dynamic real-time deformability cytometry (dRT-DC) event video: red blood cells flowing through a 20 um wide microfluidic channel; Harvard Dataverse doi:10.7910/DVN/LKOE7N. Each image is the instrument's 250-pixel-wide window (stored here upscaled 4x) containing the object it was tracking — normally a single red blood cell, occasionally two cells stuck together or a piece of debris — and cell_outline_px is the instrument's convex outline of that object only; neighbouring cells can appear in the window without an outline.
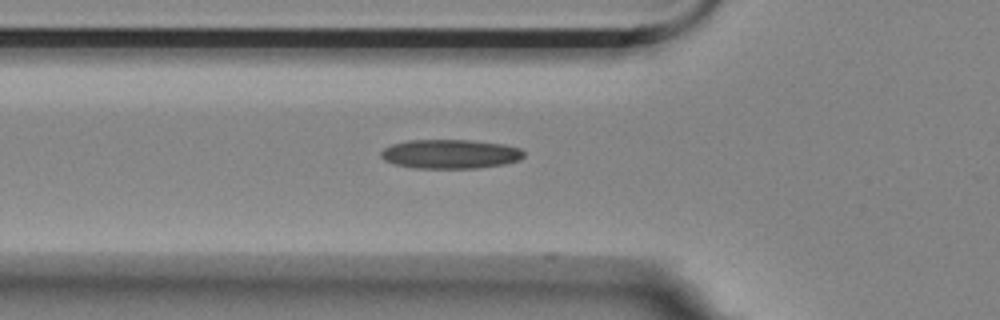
{"species": "Egyptian fruit bat (a non-hibernating species)", "species_latin": "Rousettus aegyptiacus", "temperature_condition": "room temperature", "stored_images_in_passage": 33, "camera_frame_rate_fps": 3000, "um_per_image_px": 0.085, "animal": {"sex": "female"}, "frame": {"image": 1, "passage_image": 3, "time_ms": 0.667, "image_size_px": [1000, 320], "cell_outline_px": [[524, 156], [520, 160], [504, 164], [480, 168], [412, 168], [396, 164], [384, 160], [380, 156], [380, 152], [384, 148], [392, 144], [408, 140], [468, 140], [504, 144], [520, 148], [524, 152]], "centroid_in_image_um": [38.28, 13.09], "position_along_channel_um": 87.5, "area_um2": 24.39}}
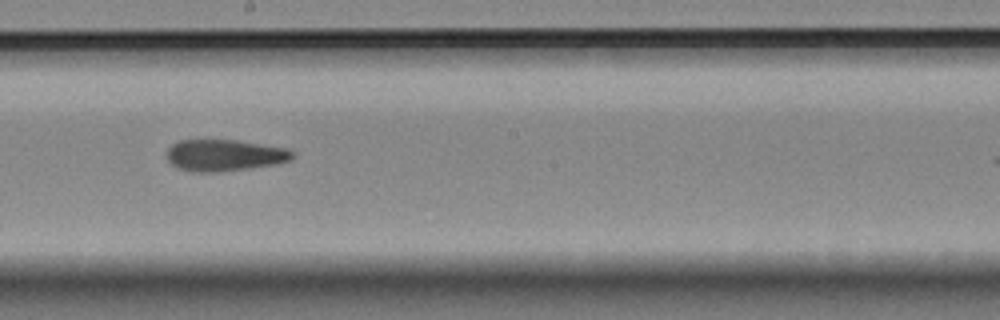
{"frame": {"image": 2, "passage_image": 15, "time_ms": 4.667, "image_size_px": [1000, 320], "cell_outline_px": [[296, 156], [288, 160], [276, 164], [220, 172], [192, 172], [176, 168], [168, 160], [168, 148], [172, 144], [180, 140], [236, 140], [288, 148]], "centroid_in_image_um": [19.07, 13.2], "position_along_channel_um": 229.1, "area_um2": 23.12}}
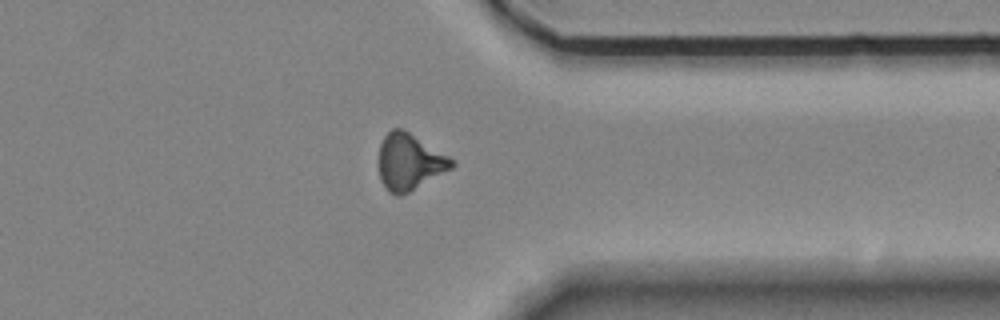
{"frame": {"image": 3, "passage_image": 28, "time_ms": 9.0, "image_size_px": [1000, 320], "cell_outline_px": [[456, 164], [452, 168], [408, 192], [400, 196], [396, 196], [388, 192], [380, 180], [380, 144], [384, 136], [392, 128], [404, 128], [448, 156]], "centroid_in_image_um": [34.79, 13.75], "position_along_channel_um": 376.6, "area_um2": 23.7}, "authors_computed_cell_mechanics": {"area_um2": 23.409, "velocity_mm_per_s": 3.5115, "shape_relaxation_time_tau1_ms": null, "shape_relaxation_time_tau2_ms": 8.6877, "deformation_change_tau1": null, "deformation_change_tau2": 0.1479}}